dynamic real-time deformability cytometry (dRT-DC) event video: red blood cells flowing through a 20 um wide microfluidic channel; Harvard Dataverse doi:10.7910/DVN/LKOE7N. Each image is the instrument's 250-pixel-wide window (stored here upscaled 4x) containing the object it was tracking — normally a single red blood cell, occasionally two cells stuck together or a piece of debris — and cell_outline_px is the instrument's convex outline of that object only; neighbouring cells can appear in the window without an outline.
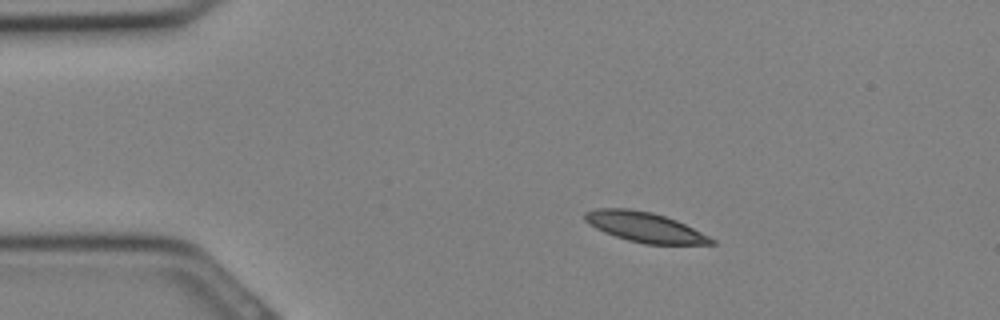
{"species": "Egyptian fruit bat (a non-hibernating species)", "species_latin": "Rousettus aegyptiacus", "temperature_condition": "cold", "stored_images_in_passage": 27, "camera_frame_rate_fps": 3000, "um_per_image_px": 0.085, "animal": {"sex": "female"}, "frame": {"image": 1, "passage_image": 1, "time_ms": 0.0, "image_size_px": [1000, 320], "cell_outline_px": [[716, 244], [644, 244], [628, 240], [604, 232], [596, 228], [584, 220], [584, 212], [596, 208], [632, 208], [652, 212], [676, 220], [716, 240]], "centroid_in_image_um": [54.78, 19.29], "position_along_channel_um": 30.2, "area_um2": 21.96}}
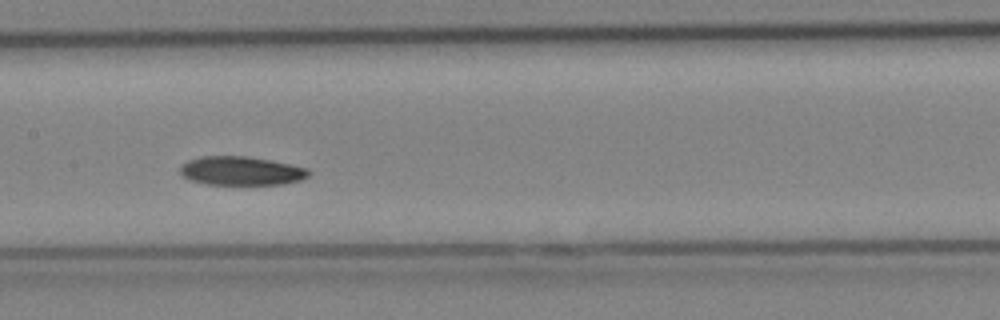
{"frame": {"image": 2, "passage_image": 11, "time_ms": 3.333, "image_size_px": [1000, 320], "cell_outline_px": [[312, 172], [308, 176], [300, 180], [284, 184], [208, 184], [188, 180], [180, 172], [180, 164], [188, 160], [200, 156], [248, 156], [272, 160], [308, 168]], "centroid_in_image_um": [20.5, 14.51], "position_along_channel_um": 186.9, "area_um2": 21.73}}
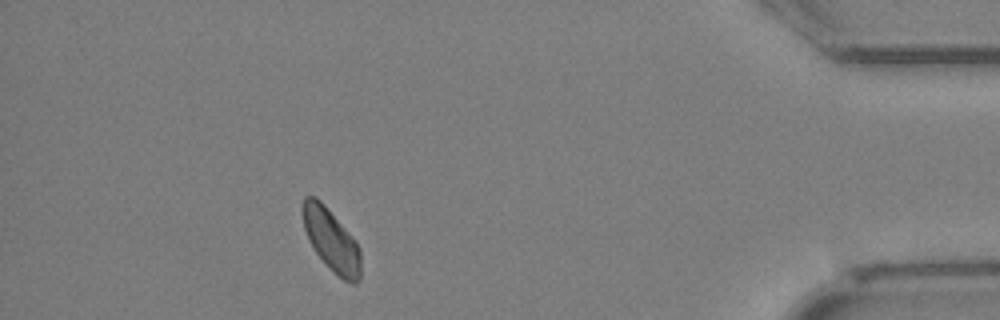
{"frame": {"image": 3, "passage_image": 24, "time_ms": 7.667, "image_size_px": [1000, 320], "cell_outline_px": [[360, 276], [356, 284], [352, 284], [344, 280], [316, 252], [304, 228], [300, 208], [304, 196], [316, 196], [324, 204], [356, 240], [360, 248]], "centroid_in_image_um": [28.16, 20.34], "position_along_channel_um": 407.0, "area_um2": 20.75}}